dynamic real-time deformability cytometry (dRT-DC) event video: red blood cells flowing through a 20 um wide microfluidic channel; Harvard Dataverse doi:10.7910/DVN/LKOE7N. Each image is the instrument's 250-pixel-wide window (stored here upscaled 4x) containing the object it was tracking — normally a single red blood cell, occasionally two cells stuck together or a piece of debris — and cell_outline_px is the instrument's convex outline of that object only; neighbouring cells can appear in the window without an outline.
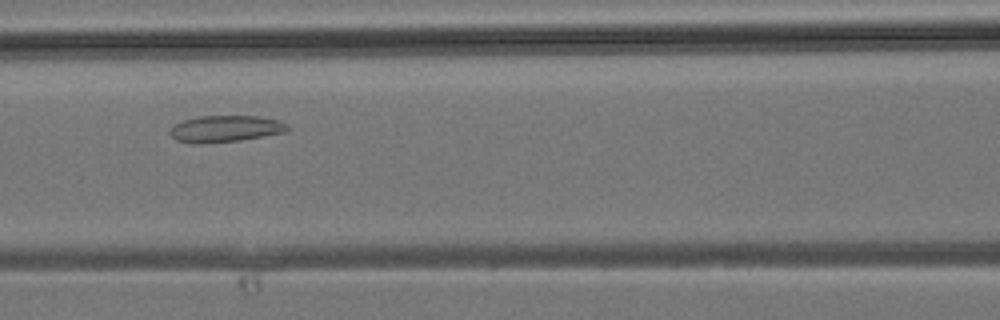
{"species": "common noctule bat (a hibernating species)", "species_latin": "Nyctalus noctula", "temperature_condition": "room temperature", "stored_images_in_passage": 26, "camera_frame_rate_fps": 3000, "um_per_image_px": 0.085, "animal": {"sex": "male", "body_mass_g": 19.2, "forearm_length_mm": 51.8}, "frame": {"image": 1, "passage_image": 7, "time_ms": 2.0, "image_size_px": [1000, 320], "cell_outline_px": [[288, 128], [284, 132], [264, 136], [240, 140], [200, 144], [192, 144], [176, 140], [168, 132], [168, 128], [172, 124], [184, 120], [200, 116], [256, 116], [276, 120], [284, 124]], "centroid_in_image_um": [19.03, 10.95], "position_along_channel_um": 147.6, "area_um2": 18.15}}
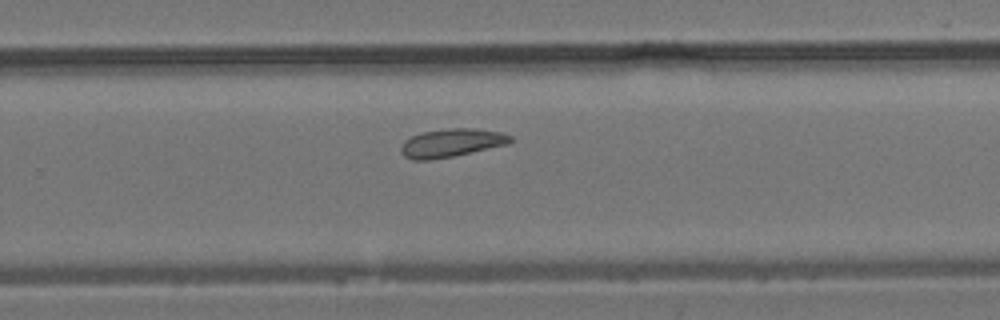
{"frame": {"image": 2, "passage_image": 15, "time_ms": 4.667, "image_size_px": [1000, 320], "cell_outline_px": [[512, 140], [508, 144], [452, 156], [428, 160], [412, 160], [404, 156], [400, 152], [400, 148], [404, 140], [420, 132], [452, 128], [476, 128], [504, 132], [512, 136]], "centroid_in_image_um": [38.37, 12.13], "position_along_channel_um": 291.4, "area_um2": 18.09}}
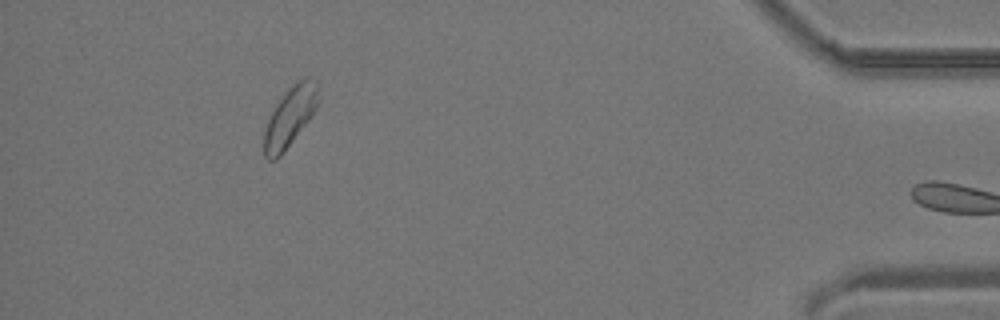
{"frame": {"image": 3, "passage_image": 25, "time_ms": 8.0, "image_size_px": [1000, 320], "cell_outline_px": [[320, 100], [312, 116], [280, 156], [276, 160], [268, 160], [264, 156], [264, 132], [268, 120], [276, 104], [288, 88], [292, 84], [304, 76], [308, 76], [316, 80], [320, 96]], "centroid_in_image_um": [24.68, 9.88], "position_along_channel_um": 410.5, "area_um2": 18.96}}